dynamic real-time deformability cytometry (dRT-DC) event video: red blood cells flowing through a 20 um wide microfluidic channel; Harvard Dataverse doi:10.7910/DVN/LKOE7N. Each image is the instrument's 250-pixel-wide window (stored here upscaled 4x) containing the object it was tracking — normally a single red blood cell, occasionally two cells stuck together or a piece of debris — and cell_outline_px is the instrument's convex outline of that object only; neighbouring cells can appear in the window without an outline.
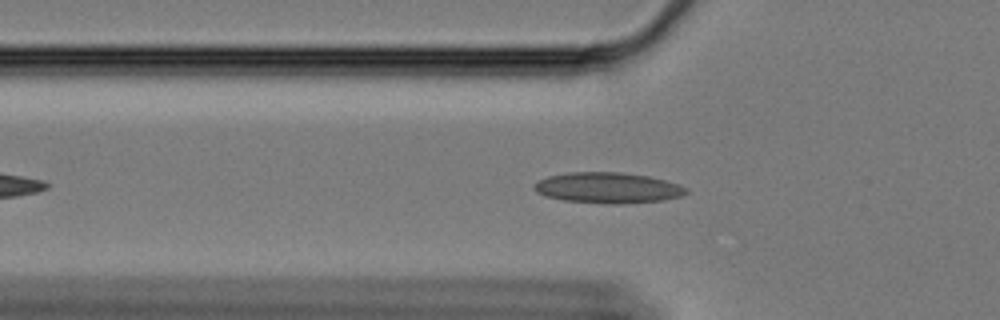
{"species": "Egyptian fruit bat (a non-hibernating species)", "species_latin": "Rousettus aegyptiacus", "temperature_condition": "cold", "stored_images_in_passage": 47, "camera_frame_rate_fps": 3000, "um_per_image_px": 0.085, "animal": {"sex": "female"}, "frame": {"image": 1, "passage_image": 11, "time_ms": 3.333, "image_size_px": [1000, 320], "cell_outline_px": [[688, 192], [680, 196], [664, 200], [624, 204], [608, 204], [564, 200], [544, 196], [536, 192], [532, 188], [540, 180], [548, 176], [568, 172], [620, 172], [648, 176], [680, 184], [688, 188]], "centroid_in_image_um": [51.68, 15.97], "position_along_channel_um": 74.1, "area_um2": 27.34}}
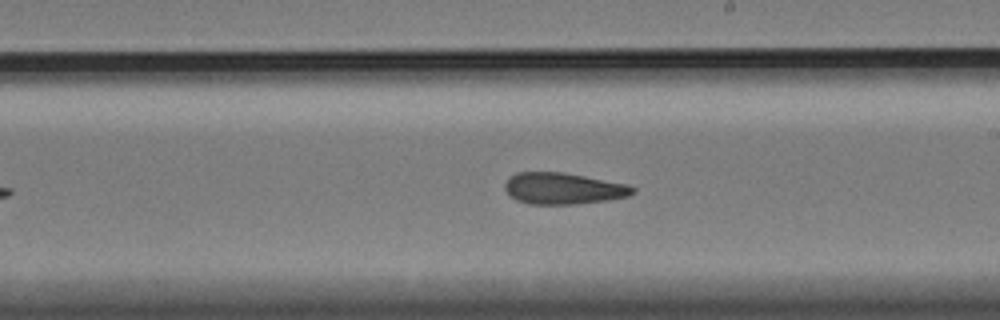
{"frame": {"image": 2, "passage_image": 26, "time_ms": 8.333, "image_size_px": [1000, 320], "cell_outline_px": [[636, 192], [628, 196], [608, 200], [576, 204], [528, 204], [516, 200], [504, 188], [504, 184], [516, 172], [560, 172], [584, 176], [628, 184], [636, 188]], "centroid_in_image_um": [47.9, 16.03], "position_along_channel_um": 241.1, "area_um2": 23.35}}
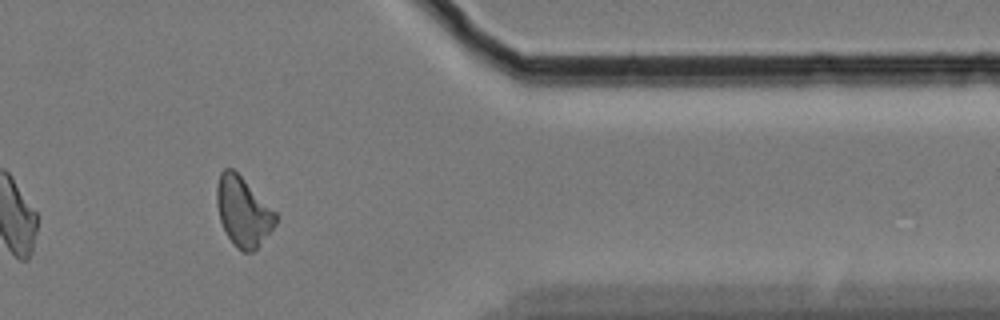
{"frame": {"image": 3, "passage_image": 41, "time_ms": 13.333, "image_size_px": [1000, 320], "cell_outline_px": [[276, 224], [256, 248], [252, 252], [244, 252], [232, 244], [220, 220], [216, 204], [216, 188], [220, 172], [224, 168], [232, 168], [276, 212]], "centroid_in_image_um": [20.64, 17.98], "position_along_channel_um": 390.8, "area_um2": 23.41}, "authors_computed_cell_mechanics": {"area_um2": 23.8136, "velocity_mm_per_s": 3.3237, "shape_relaxation_time_tau1_ms": null, "shape_relaxation_time_tau2_ms": 5.9252, "deformation_change_tau1": null, "deformation_change_tau2": 0.1455}}